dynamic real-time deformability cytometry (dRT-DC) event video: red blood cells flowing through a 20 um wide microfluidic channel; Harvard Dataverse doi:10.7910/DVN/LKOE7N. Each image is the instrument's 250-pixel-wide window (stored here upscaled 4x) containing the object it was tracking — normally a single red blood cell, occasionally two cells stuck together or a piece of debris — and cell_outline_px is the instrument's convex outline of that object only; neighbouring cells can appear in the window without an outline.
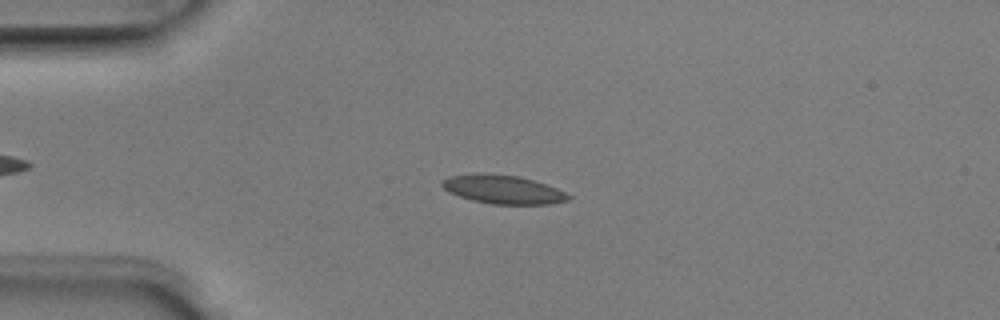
{"species": "Egyptian fruit bat (a non-hibernating species)", "species_latin": "Rousettus aegyptiacus", "temperature_condition": "room temperature", "stored_images_in_passage": 4, "camera_frame_rate_fps": 3000, "um_per_image_px": 0.085, "animal": {"sex": "male"}, "frame": {"image": 1, "passage_image": 4, "time_ms": 1.0, "image_size_px": [1000, 320], "cell_outline_px": [[572, 196], [568, 200], [552, 204], [492, 204], [472, 200], [448, 192], [440, 184], [440, 180], [448, 176], [520, 176], [556, 188]], "centroid_in_image_um": [42.79, 16.15], "position_along_channel_um": 42.2, "area_um2": 20.17}}